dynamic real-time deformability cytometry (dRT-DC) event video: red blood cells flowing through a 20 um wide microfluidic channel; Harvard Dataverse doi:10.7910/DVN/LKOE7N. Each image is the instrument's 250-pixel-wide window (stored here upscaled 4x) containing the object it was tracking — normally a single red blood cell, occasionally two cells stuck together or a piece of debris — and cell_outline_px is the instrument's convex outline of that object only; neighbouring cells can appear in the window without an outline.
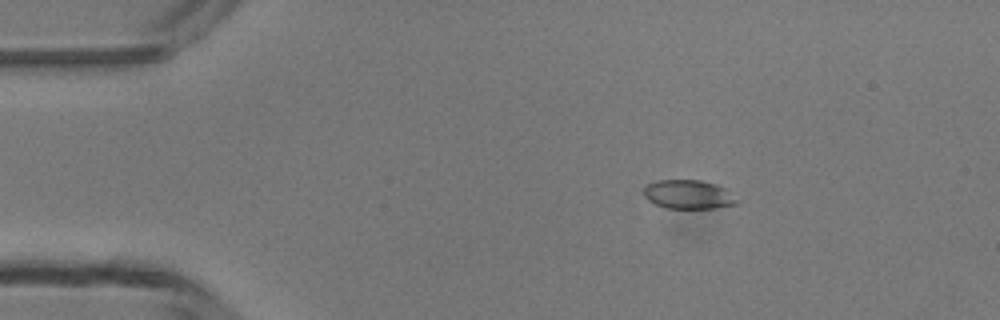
{"species": "common noctule bat (a hibernating species)", "species_latin": "Nyctalus noctula", "temperature_condition": "room temperature", "stored_images_in_passage": 3, "camera_frame_rate_fps": 3000, "um_per_image_px": 0.085, "animal": {"sex": "male", "body_mass_g": 13.3}, "frame": {"image": 1, "passage_image": 2, "time_ms": 1.333, "image_size_px": [1000, 320], "cell_outline_px": [[740, 200], [736, 204], [716, 208], [664, 208], [648, 200], [644, 196], [644, 184], [656, 180], [700, 180], [716, 184], [728, 188]], "centroid_in_image_um": [58.54, 16.52], "position_along_channel_um": 26.5, "area_um2": 16.07}}